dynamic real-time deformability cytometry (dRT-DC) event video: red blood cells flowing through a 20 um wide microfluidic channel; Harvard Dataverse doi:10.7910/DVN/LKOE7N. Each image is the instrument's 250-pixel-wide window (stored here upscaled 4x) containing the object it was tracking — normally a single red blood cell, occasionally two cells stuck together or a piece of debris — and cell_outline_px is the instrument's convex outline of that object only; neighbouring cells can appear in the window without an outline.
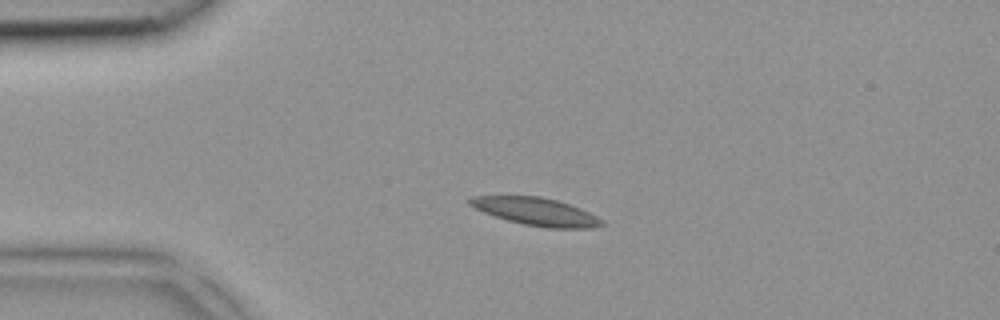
{"species": "common noctule bat (a hibernating species)", "species_latin": "Nyctalus noctula", "temperature_condition": "room temperature", "stored_images_in_passage": 4, "camera_frame_rate_fps": 3000, "um_per_image_px": 0.085, "animal": {"sex": "female", "body_mass_g": 18.4}, "frame": {"image": 1, "passage_image": 4, "time_ms": 1.0, "image_size_px": [1000, 320], "cell_outline_px": [[604, 224], [592, 228], [548, 228], [524, 224], [508, 220], [484, 212], [468, 204], [468, 200], [472, 196], [540, 196], [556, 200], [580, 208], [604, 220]], "centroid_in_image_um": [45.58, 17.98], "position_along_channel_um": 39.4, "area_um2": 21.04}}